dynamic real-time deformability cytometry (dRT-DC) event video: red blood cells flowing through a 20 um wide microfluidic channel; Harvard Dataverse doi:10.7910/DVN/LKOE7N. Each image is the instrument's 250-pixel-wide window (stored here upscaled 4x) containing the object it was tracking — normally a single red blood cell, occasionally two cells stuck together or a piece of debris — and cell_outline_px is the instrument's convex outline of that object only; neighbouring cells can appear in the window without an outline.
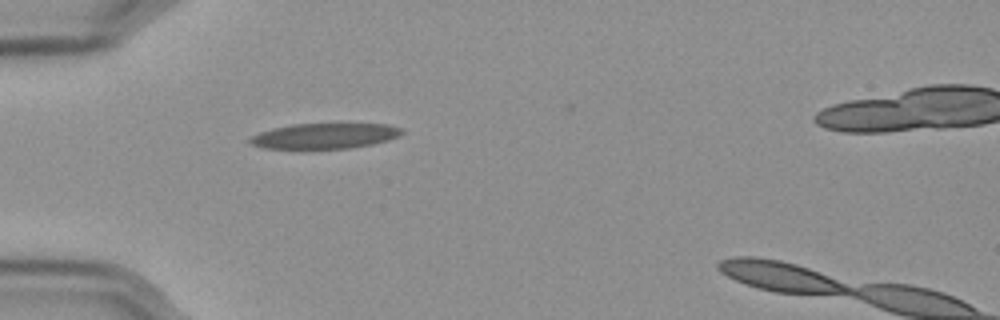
{"species": "Egyptian fruit bat (a non-hibernating species)", "species_latin": "Rousettus aegyptiacus", "temperature_condition": "cold", "stored_images_in_passage": 40, "camera_frame_rate_fps": 3000, "um_per_image_px": 0.085, "frame": {"image": 1, "passage_image": 1, "time_ms": 0.0, "image_size_px": [1000, 320], "cell_outline_px": [[404, 132], [388, 140], [372, 144], [348, 148], [264, 148], [252, 144], [248, 140], [252, 136], [260, 132], [272, 128], [292, 124], [388, 124], [404, 128]], "centroid_in_image_um": [27.62, 11.54], "position_along_channel_um": 57.4, "area_um2": 22.25}}
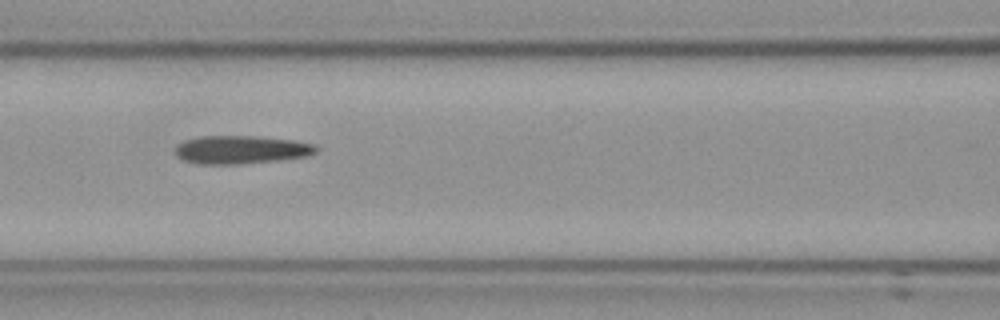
{"frame": {"image": 2, "passage_image": 9, "time_ms": 2.667, "image_size_px": [1000, 320], "cell_outline_px": [[320, 148], [316, 152], [308, 156], [276, 160], [232, 164], [204, 164], [184, 160], [176, 156], [176, 144], [184, 140], [200, 136], [264, 136], [296, 140], [316, 144]], "centroid_in_image_um": [20.54, 12.7], "position_along_channel_um": 146.1, "area_um2": 23.29}}
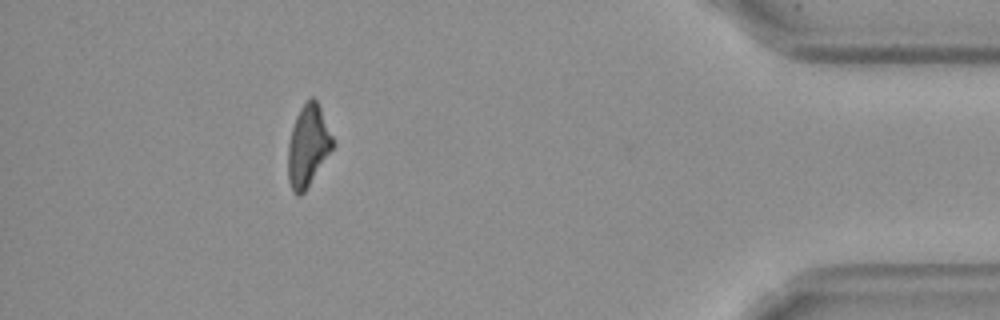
{"frame": {"image": 3, "passage_image": 35, "time_ms": 11.333, "image_size_px": [1000, 320], "cell_outline_px": [[332, 148], [304, 192], [300, 196], [296, 196], [288, 180], [288, 140], [296, 116], [300, 108], [312, 96], [316, 100], [320, 108], [332, 136]], "centroid_in_image_um": [26.14, 12.4], "position_along_channel_um": 409.1, "area_um2": 20.63}}